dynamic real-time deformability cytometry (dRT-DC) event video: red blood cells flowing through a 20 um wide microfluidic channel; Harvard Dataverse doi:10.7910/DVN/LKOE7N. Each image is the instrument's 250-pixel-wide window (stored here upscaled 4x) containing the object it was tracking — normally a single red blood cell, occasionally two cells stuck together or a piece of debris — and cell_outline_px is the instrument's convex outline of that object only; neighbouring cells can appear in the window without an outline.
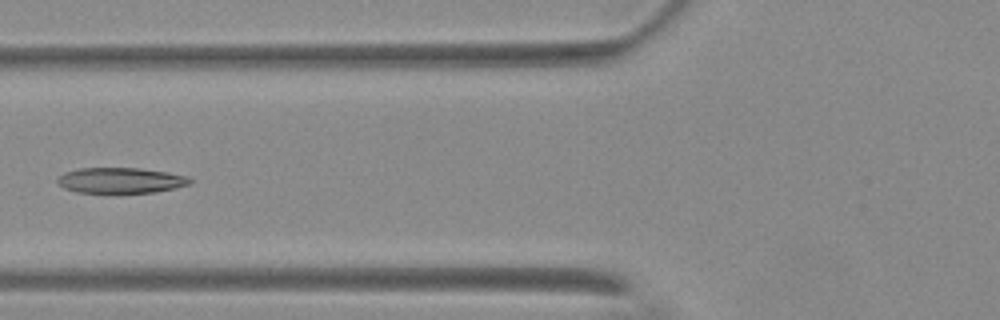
{"species": "Egyptian fruit bat (a non-hibernating species)", "species_latin": "Rousettus aegyptiacus", "temperature_condition": "warm", "stored_images_in_passage": 7, "camera_frame_rate_fps": 3000, "um_per_image_px": 0.085, "animal": {"sex": "female"}, "frame": {"image": 1, "passage_image": 7, "time_ms": 7.333, "image_size_px": [1000, 320], "cell_outline_px": [[192, 184], [156, 192], [116, 196], [112, 196], [76, 192], [64, 188], [56, 184], [56, 180], [64, 172], [80, 168], [140, 168], [188, 176], [192, 180]], "centroid_in_image_um": [10.21, 15.39], "position_along_channel_um": 115.6, "area_um2": 20.87}}